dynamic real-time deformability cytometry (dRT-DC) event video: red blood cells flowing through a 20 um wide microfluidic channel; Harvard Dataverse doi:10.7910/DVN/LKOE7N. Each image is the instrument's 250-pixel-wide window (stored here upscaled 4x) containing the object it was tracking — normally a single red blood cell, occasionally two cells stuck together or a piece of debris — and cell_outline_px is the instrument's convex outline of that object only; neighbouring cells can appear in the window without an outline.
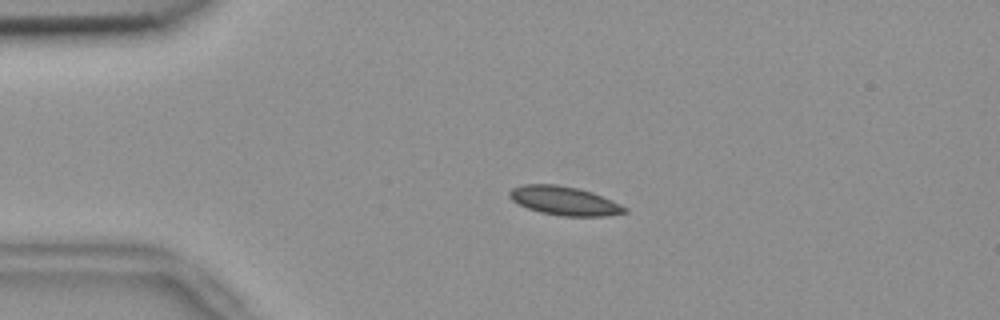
{"species": "common noctule bat (a hibernating species)", "species_latin": "Nyctalus noctula", "temperature_condition": "room temperature", "stored_images_in_passage": 55, "camera_frame_rate_fps": 3000, "um_per_image_px": 0.085, "animal": {"sex": "female", "body_mass_g": 18.4}, "frame": {"image": 1, "passage_image": 12, "time_ms": 3.667, "image_size_px": [1000, 320], "cell_outline_px": [[628, 212], [608, 216], [560, 216], [540, 212], [528, 208], [512, 200], [508, 196], [508, 192], [512, 188], [524, 184], [556, 184], [580, 188], [592, 192], [612, 200], [628, 208]], "centroid_in_image_um": [47.99, 17.06], "position_along_channel_um": 37.0, "area_um2": 19.48}}
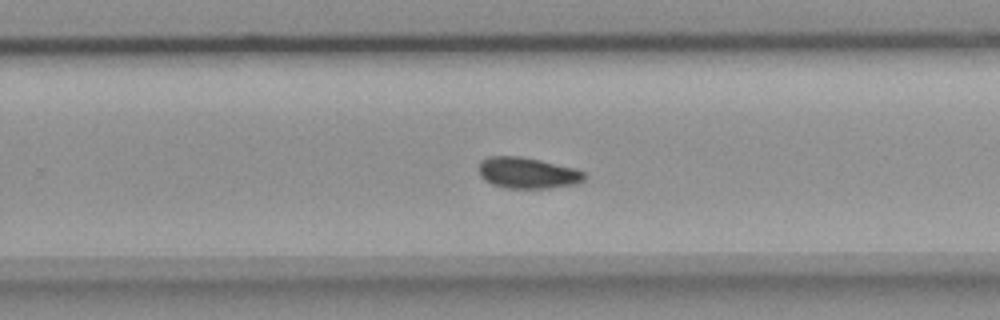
{"frame": {"image": 2, "passage_image": 35, "time_ms": 11.333, "image_size_px": [1000, 320], "cell_outline_px": [[588, 176], [584, 180], [576, 184], [548, 188], [504, 188], [492, 184], [484, 180], [480, 176], [480, 160], [488, 156], [520, 156], [540, 160], [576, 168], [584, 172]], "centroid_in_image_um": [44.86, 14.7], "position_along_channel_um": 284.9, "area_um2": 19.31}}
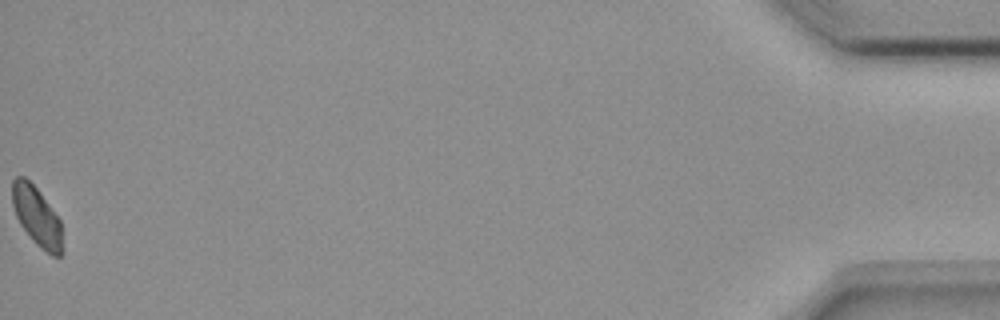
{"frame": {"image": 3, "passage_image": 55, "time_ms": 18.0, "image_size_px": [1000, 320], "cell_outline_px": [[64, 252], [60, 256], [52, 256], [40, 248], [32, 240], [20, 224], [16, 216], [12, 204], [12, 180], [16, 176], [24, 176], [36, 188], [60, 220]], "centroid_in_image_um": [3.13, 18.43], "position_along_channel_um": 432.1, "area_um2": 17.34}, "authors_computed_cell_mechanics": {"area_um2": 18.3226, "velocity_mm_per_s": 3.6921, "shape_relaxation_time_tau1_ms": 3.7016, "shape_relaxation_time_tau2_ms": 8.4488, "deformation_change_tau1": 0.0892, "deformation_change_tau2": 0.0905}}